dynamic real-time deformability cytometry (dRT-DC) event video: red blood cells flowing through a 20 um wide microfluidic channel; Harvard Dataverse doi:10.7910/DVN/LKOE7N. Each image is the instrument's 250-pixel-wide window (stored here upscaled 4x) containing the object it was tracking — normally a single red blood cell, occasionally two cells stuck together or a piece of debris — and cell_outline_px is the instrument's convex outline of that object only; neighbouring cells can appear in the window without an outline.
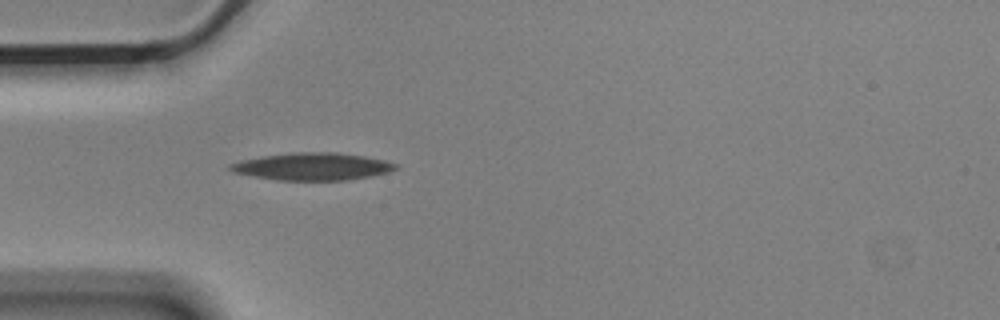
{"species": "Egyptian fruit bat (a non-hibernating species)", "species_latin": "Rousettus aegyptiacus", "temperature_condition": "cold", "stored_images_in_passage": 5, "camera_frame_rate_fps": 3000, "um_per_image_px": 0.085, "animal": {"sex": "male"}, "frame": {"image": 1, "passage_image": 5, "time_ms": 1.333, "image_size_px": [1000, 320], "cell_outline_px": [[400, 168], [388, 172], [372, 176], [348, 180], [276, 180], [232, 172], [228, 168], [228, 164], [240, 160], [264, 156], [292, 152], [336, 152], [364, 156], [384, 160], [400, 164]], "centroid_in_image_um": [26.59, 14.15], "position_along_channel_um": 58.4, "area_um2": 26.59}}